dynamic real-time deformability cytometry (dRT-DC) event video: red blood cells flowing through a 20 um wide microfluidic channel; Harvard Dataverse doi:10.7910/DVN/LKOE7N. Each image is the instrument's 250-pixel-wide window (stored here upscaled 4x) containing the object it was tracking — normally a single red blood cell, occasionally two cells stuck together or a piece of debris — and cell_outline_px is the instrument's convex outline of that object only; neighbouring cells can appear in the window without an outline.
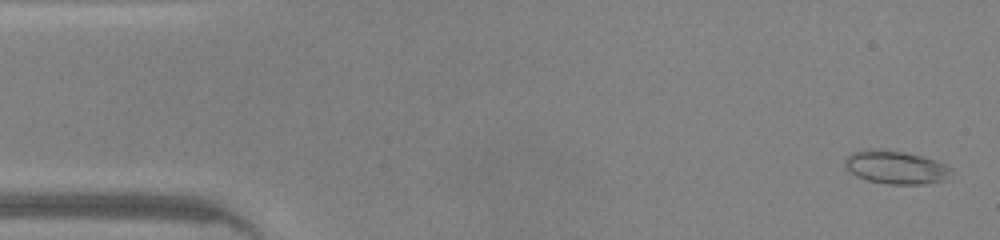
{"species": "common noctule bat (a hibernating species)", "species_latin": "Nyctalus noctula", "temperature_condition": "warm", "stored_images_in_passage": 47, "camera_frame_rate_fps": 3000, "um_per_image_px": 0.085, "animal": {"sex": "male", "body_mass_g": 20.0, "forearm_length_mm": 53.3}, "frame": {"image": 1, "passage_image": 2, "time_ms": 0.333, "image_size_px": [1000, 240], "cell_outline_px": [[952, 168], [940, 180], [924, 184], [888, 184], [868, 180], [856, 176], [844, 168], [844, 160], [852, 152], [876, 148], [904, 152], [920, 156], [944, 164]], "centroid_in_image_um": [76.02, 14.21], "position_along_channel_um": 9.0, "area_um2": 20.11}}
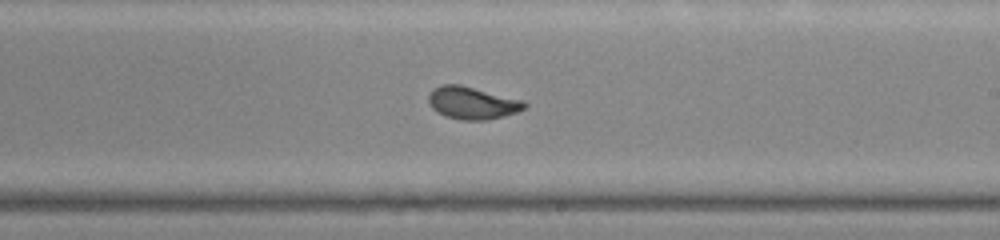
{"frame": {"image": 2, "passage_image": 27, "time_ms": 8.667, "image_size_px": [1000, 240], "cell_outline_px": [[528, 104], [524, 108], [516, 112], [484, 120], [464, 120], [444, 116], [432, 108], [428, 100], [428, 96], [432, 88], [440, 84], [460, 84], [524, 100]], "centroid_in_image_um": [40.11, 8.72], "position_along_channel_um": 248.9, "area_um2": 18.09}}
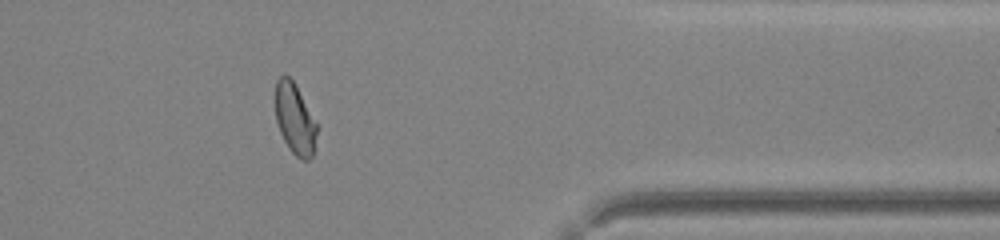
{"frame": {"image": 3, "passage_image": 38, "time_ms": 12.333, "image_size_px": [1000, 240], "cell_outline_px": [[316, 148], [312, 156], [308, 160], [300, 160], [288, 148], [280, 132], [276, 120], [276, 80], [280, 76], [288, 76], [296, 84], [316, 124]], "centroid_in_image_um": [25.06, 10.15], "position_along_channel_um": 386.3, "area_um2": 16.99}, "authors_computed_cell_mechanics": {"area_um2": 18.4382, "velocity_mm_per_s": 4.3365, "shape_relaxation_time_tau1_ms": 5.6811, "shape_relaxation_time_tau2_ms": null, "deformation_change_tau1": 0.1716, "deformation_change_tau2": null}}